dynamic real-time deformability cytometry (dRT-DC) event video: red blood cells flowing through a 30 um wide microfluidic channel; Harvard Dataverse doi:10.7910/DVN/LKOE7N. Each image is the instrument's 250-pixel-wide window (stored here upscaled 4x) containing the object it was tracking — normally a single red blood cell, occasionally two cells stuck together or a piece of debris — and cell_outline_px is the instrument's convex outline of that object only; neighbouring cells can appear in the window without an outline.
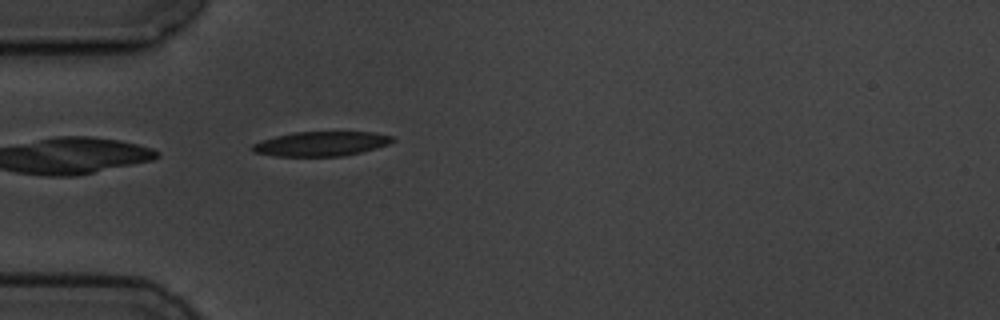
{"species": "common noctule bat (a hibernating species)", "species_latin": "Nyctalus noctula", "temperature_condition": "cold", "stored_images_in_passage": 2, "camera_frame_rate_fps": 3000, "um_per_image_px": 0.085, "animal": {"sex": "male", "body_mass_g": 19.5, "forearm_length_mm": 54.6}, "frame": {"image": 1, "passage_image": 2, "time_ms": 1.333, "image_size_px": [1000, 320], "cell_outline_px": [[396, 140], [388, 144], [376, 148], [344, 156], [276, 156], [252, 152], [248, 148], [252, 144], [276, 136], [292, 132], [376, 132], [392, 136]], "centroid_in_image_um": [27.28, 12.22], "position_along_channel_um": 57.7, "area_um2": 20.11}}